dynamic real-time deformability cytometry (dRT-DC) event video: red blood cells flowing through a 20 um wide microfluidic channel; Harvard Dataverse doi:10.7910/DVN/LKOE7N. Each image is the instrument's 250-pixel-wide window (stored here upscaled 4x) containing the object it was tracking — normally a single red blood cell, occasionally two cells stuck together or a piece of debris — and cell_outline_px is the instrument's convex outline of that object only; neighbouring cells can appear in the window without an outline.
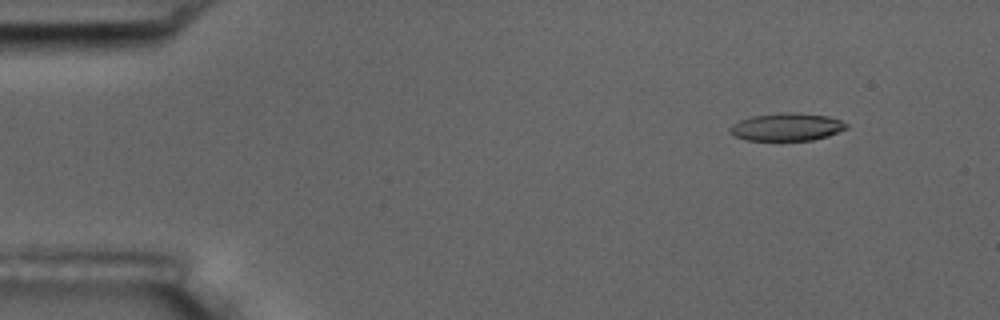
{"species": "common noctule bat (a hibernating species)", "species_latin": "Nyctalus noctula", "temperature_condition": "room temperature", "stored_images_in_passage": 5, "camera_frame_rate_fps": 3000, "um_per_image_px": 0.085, "animal": {"sex": "male", "body_mass_g": 17.5, "forearm_length_mm": 52.3}, "frame": {"image": 1, "passage_image": 2, "time_ms": 1.333, "image_size_px": [1000, 320], "cell_outline_px": [[848, 128], [828, 136], [812, 140], [744, 140], [728, 132], [728, 128], [732, 124], [740, 120], [752, 116], [780, 112], [796, 112], [828, 116], [840, 120], [848, 124]], "centroid_in_image_um": [66.86, 10.78], "position_along_channel_um": 18.1, "area_um2": 18.96}}
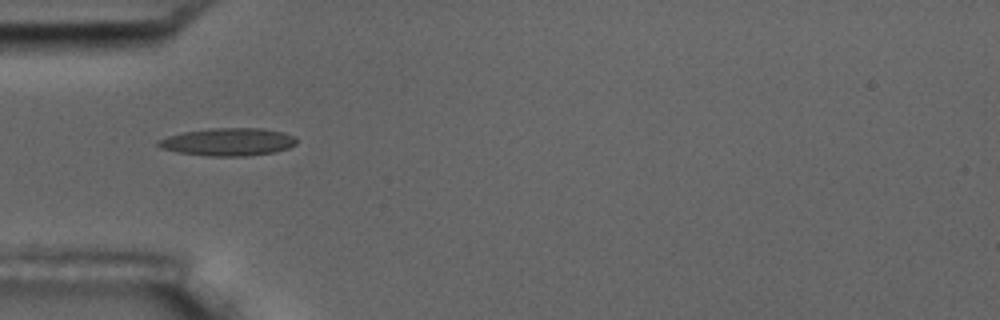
{"frame": {"image": 2, "passage_image": 5, "time_ms": 5.333, "image_size_px": [1000, 320], "cell_outline_px": [[296, 144], [288, 148], [276, 152], [244, 156], [208, 156], [176, 152], [160, 148], [156, 144], [156, 140], [168, 136], [184, 132], [212, 128], [260, 128], [284, 132], [296, 136]], "centroid_in_image_um": [19.38, 12.06], "position_along_channel_um": 65.6, "area_um2": 22.48}}